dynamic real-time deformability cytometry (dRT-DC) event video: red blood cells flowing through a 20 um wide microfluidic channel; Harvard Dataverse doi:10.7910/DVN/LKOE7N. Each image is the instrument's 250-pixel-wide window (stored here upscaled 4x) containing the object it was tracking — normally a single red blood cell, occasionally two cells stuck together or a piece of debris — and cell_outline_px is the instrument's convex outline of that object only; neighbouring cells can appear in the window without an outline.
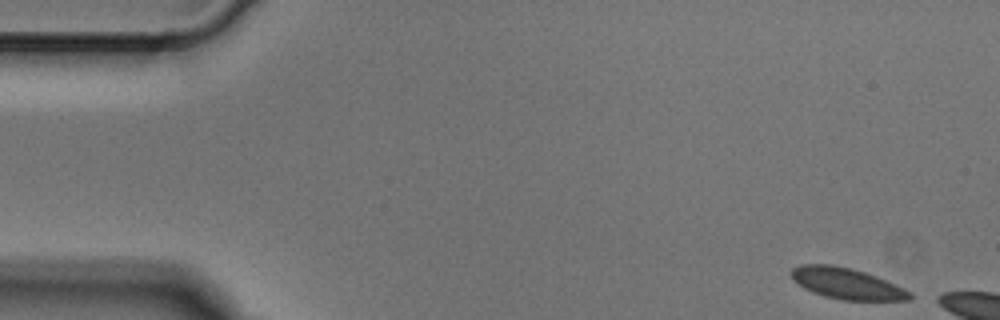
{"species": "Egyptian fruit bat (a non-hibernating species)", "species_latin": "Rousettus aegyptiacus", "temperature_condition": "cold", "stored_images_in_passage": 3, "camera_frame_rate_fps": 3000, "um_per_image_px": 0.085, "animal": {"sex": "male"}, "frame": {"image": 1, "passage_image": 1, "time_ms": 0.0, "image_size_px": [1000, 320], "cell_outline_px": [[912, 300], [840, 300], [824, 296], [812, 292], [804, 288], [792, 280], [788, 272], [792, 268], [800, 264], [832, 264], [864, 272], [876, 276], [904, 288], [912, 292]], "centroid_in_image_um": [71.93, 24.1], "position_along_channel_um": 13.1, "area_um2": 21.62}}